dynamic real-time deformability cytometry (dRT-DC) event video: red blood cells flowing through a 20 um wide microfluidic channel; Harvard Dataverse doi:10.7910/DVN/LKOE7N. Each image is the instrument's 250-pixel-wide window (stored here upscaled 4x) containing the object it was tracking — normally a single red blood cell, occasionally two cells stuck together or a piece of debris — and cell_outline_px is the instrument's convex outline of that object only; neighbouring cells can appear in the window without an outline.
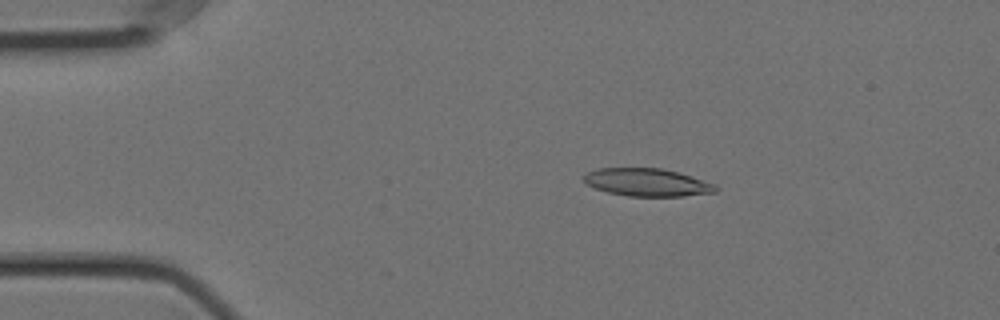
{"species": "Egyptian fruit bat (a non-hibernating species)", "species_latin": "Rousettus aegyptiacus", "temperature_condition": "cold", "stored_images_in_passage": 56, "camera_frame_rate_fps": 3000, "um_per_image_px": 0.085, "animal": {"sex": "female"}, "frame": {"image": 1, "passage_image": 10, "time_ms": 3.0, "image_size_px": [1000, 320], "cell_outline_px": [[720, 188], [716, 192], [684, 196], [628, 196], [608, 192], [596, 188], [588, 184], [580, 176], [596, 168], [664, 168], [680, 172], [716, 184]], "centroid_in_image_um": [55.04, 15.49], "position_along_channel_um": 30.0, "area_um2": 21.56}}
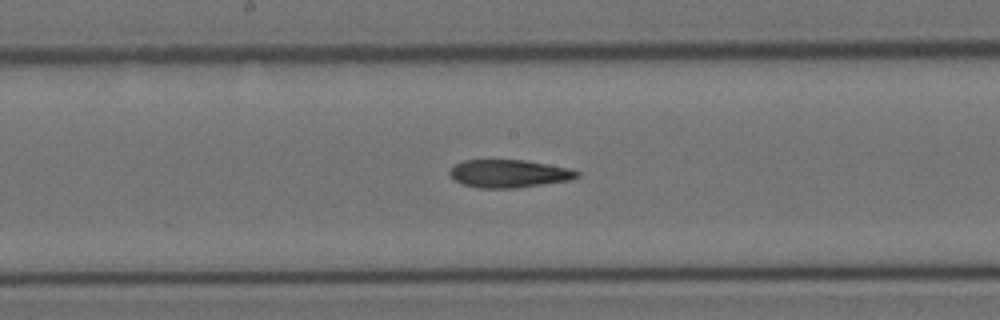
{"frame": {"image": 2, "passage_image": 29, "time_ms": 9.333, "image_size_px": [1000, 320], "cell_outline_px": [[580, 176], [572, 180], [516, 188], [480, 188], [460, 184], [448, 172], [456, 164], [464, 160], [524, 160], [572, 168], [580, 172]], "centroid_in_image_um": [43.32, 14.76], "position_along_channel_um": 204.9, "area_um2": 20.81}}
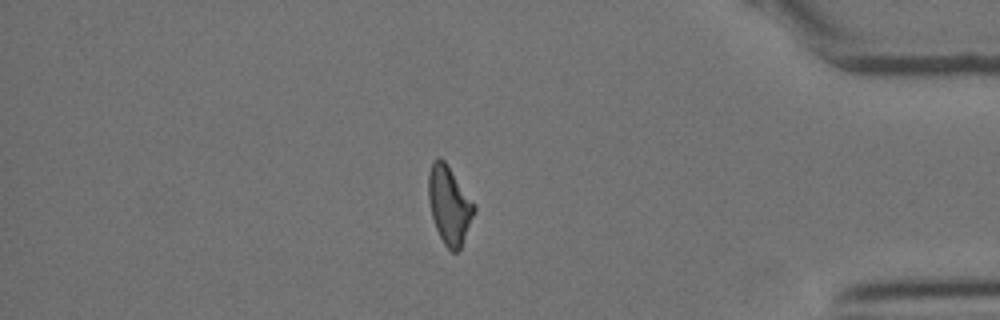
{"frame": {"image": 3, "passage_image": 48, "time_ms": 15.667, "image_size_px": [1000, 320], "cell_outline_px": [[476, 208], [460, 248], [456, 252], [452, 252], [444, 244], [436, 228], [432, 216], [428, 200], [428, 176], [432, 164], [440, 156], [444, 160], [476, 204]], "centroid_in_image_um": [38.19, 17.42], "position_along_channel_um": 397.0, "area_um2": 20.46}, "authors_computed_cell_mechanics": {"area_um2": 21.1837, "velocity_mm_per_s": 3.5694, "shape_relaxation_time_tau1_ms": null, "shape_relaxation_time_tau2_ms": 6.739, "deformation_change_tau1": null, "deformation_change_tau2": 0.1897}}